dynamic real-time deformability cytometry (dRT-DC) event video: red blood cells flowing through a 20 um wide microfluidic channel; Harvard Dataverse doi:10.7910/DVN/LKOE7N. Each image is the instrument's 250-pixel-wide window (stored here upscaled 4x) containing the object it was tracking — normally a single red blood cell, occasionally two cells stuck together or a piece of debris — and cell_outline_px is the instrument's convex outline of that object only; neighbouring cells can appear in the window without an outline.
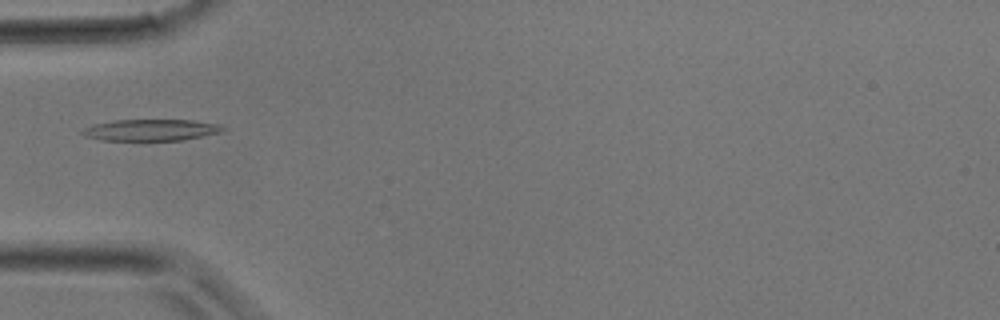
{"species": "common noctule bat (a hibernating species)", "species_latin": "Nyctalus noctula", "temperature_condition": "room temperature", "stored_images_in_passage": 28, "camera_frame_rate_fps": 3000, "um_per_image_px": 0.085, "animal": {"sex": "male", "body_mass_g": 17.9}, "frame": {"image": 1, "passage_image": 4, "time_ms": 1.0, "image_size_px": [1000, 320], "cell_outline_px": [[228, 128], [220, 132], [204, 136], [180, 140], [104, 140], [84, 136], [80, 132], [84, 128], [96, 124], [116, 120], [192, 120], [216, 124]], "centroid_in_image_um": [12.84, 11.05], "position_along_channel_um": 72.2, "area_um2": 17.34}}
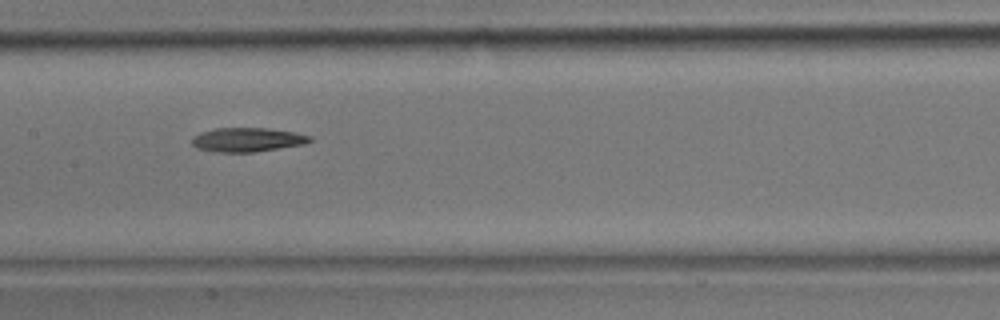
{"frame": {"image": 2, "passage_image": 10, "time_ms": 3.0, "image_size_px": [1000, 320], "cell_outline_px": [[312, 140], [304, 144], [252, 152], [216, 152], [196, 148], [192, 144], [192, 136], [200, 132], [216, 128], [268, 128], [292, 132], [312, 136]], "centroid_in_image_um": [20.98, 11.87], "position_along_channel_um": 186.4, "area_um2": 16.47}}
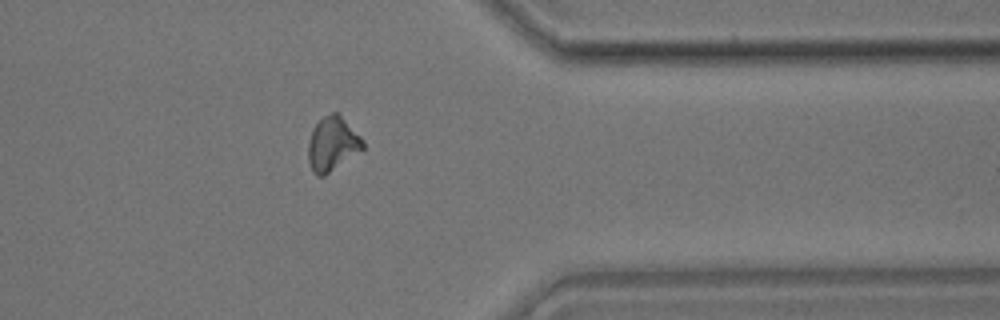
{"frame": {"image": 3, "passage_image": 21, "time_ms": 6.667, "image_size_px": [1000, 320], "cell_outline_px": [[364, 148], [324, 176], [316, 176], [312, 172], [308, 160], [308, 144], [312, 132], [316, 124], [324, 116], [332, 112], [336, 112], [360, 136], [364, 144]], "centroid_in_image_um": [28.23, 12.26], "position_along_channel_um": 383.2, "area_um2": 16.82}}